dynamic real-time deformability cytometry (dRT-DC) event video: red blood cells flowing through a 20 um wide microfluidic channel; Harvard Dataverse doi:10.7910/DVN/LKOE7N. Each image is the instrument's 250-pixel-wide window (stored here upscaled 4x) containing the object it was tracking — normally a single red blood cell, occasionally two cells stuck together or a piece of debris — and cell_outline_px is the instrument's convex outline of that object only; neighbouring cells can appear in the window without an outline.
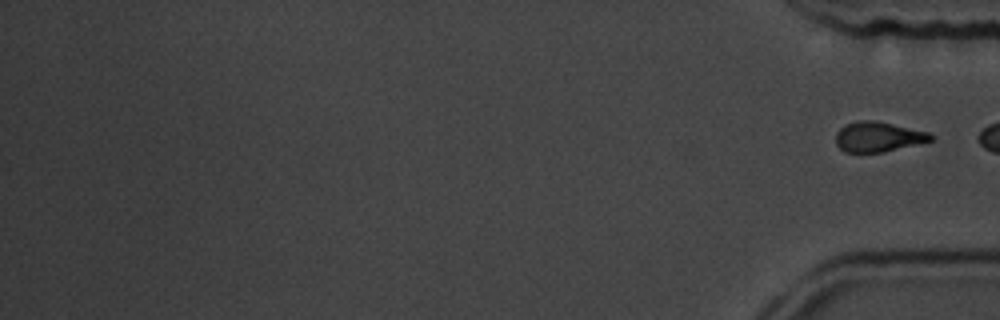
{"species": "common noctule bat (a hibernating species)", "species_latin": "Nyctalus noctula", "temperature_condition": "room temperature", "stored_images_in_passage": 16, "segment_of_instrument_passage": [2, 2], "camera_frame_rate_fps": 3000, "um_per_image_px": 0.085, "animal": {"sex": "male", "body_mass_g": 19.5, "forearm_length_mm": 54.6}, "frame": {"image": 1, "passage_image": 16, "time_ms": 19.0, "image_size_px": [1000, 320], "cell_outline_px": [[932, 140], [884, 152], [844, 152], [836, 144], [836, 132], [844, 124], [856, 120], [872, 120], [932, 132]], "centroid_in_image_um": [74.62, 11.62], "position_along_channel_um": 360.6, "area_um2": 16.65}}